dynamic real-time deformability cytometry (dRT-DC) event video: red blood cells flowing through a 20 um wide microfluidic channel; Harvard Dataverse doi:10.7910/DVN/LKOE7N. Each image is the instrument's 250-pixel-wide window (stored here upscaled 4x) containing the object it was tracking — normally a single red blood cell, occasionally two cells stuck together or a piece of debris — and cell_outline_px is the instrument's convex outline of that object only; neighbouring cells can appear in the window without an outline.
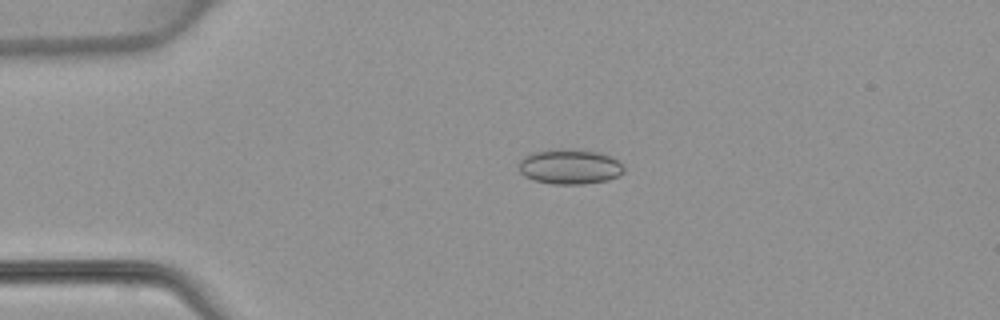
{"species": "common noctule bat (a hibernating species)", "species_latin": "Nyctalus noctula", "temperature_condition": "warm", "stored_images_in_passage": 48, "camera_frame_rate_fps": 3000, "um_per_image_px": 0.085, "animal": {"sex": "female", "body_mass_g": 22.7, "forearm_length_mm": 54.2}, "frame": {"image": 1, "passage_image": 11, "time_ms": 3.333, "image_size_px": [1000, 320], "cell_outline_px": [[624, 172], [620, 176], [608, 180], [584, 184], [552, 184], [536, 180], [524, 176], [520, 172], [520, 160], [524, 156], [536, 152], [572, 148], [600, 152], [612, 156], [624, 164]], "centroid_in_image_um": [48.51, 14.17], "position_along_channel_um": 36.5, "area_um2": 21.56}}
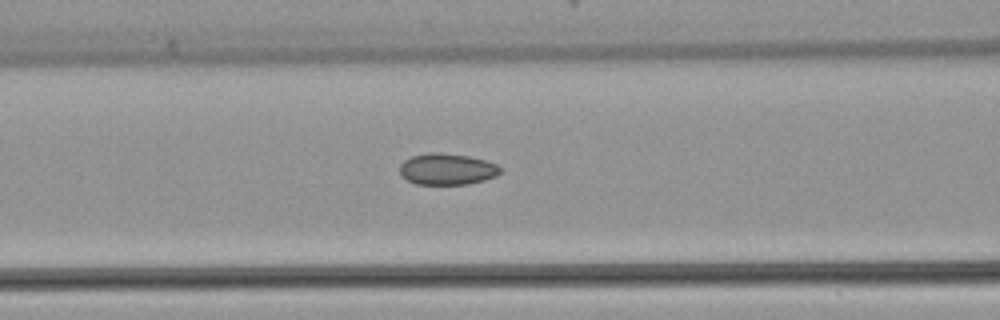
{"frame": {"image": 2, "passage_image": 20, "time_ms": 6.333, "image_size_px": [1000, 320], "cell_outline_px": [[504, 168], [496, 176], [484, 180], [468, 184], [416, 184], [400, 176], [400, 164], [404, 160], [412, 156], [428, 152], [440, 152], [468, 156], [484, 160], [496, 164]], "centroid_in_image_um": [37.99, 14.37], "position_along_channel_um": 128.6, "area_um2": 18.5}}
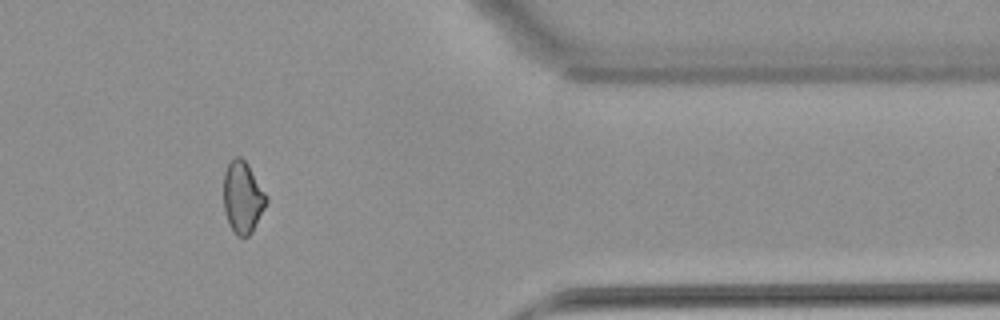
{"frame": {"image": 3, "passage_image": 40, "time_ms": 13.0, "image_size_px": [1000, 320], "cell_outline_px": [[268, 200], [252, 232], [248, 236], [236, 236], [228, 224], [224, 212], [224, 172], [228, 164], [236, 156], [240, 156], [248, 164], [268, 196]], "centroid_in_image_um": [20.62, 16.78], "position_along_channel_um": 390.8, "area_um2": 17.92}}